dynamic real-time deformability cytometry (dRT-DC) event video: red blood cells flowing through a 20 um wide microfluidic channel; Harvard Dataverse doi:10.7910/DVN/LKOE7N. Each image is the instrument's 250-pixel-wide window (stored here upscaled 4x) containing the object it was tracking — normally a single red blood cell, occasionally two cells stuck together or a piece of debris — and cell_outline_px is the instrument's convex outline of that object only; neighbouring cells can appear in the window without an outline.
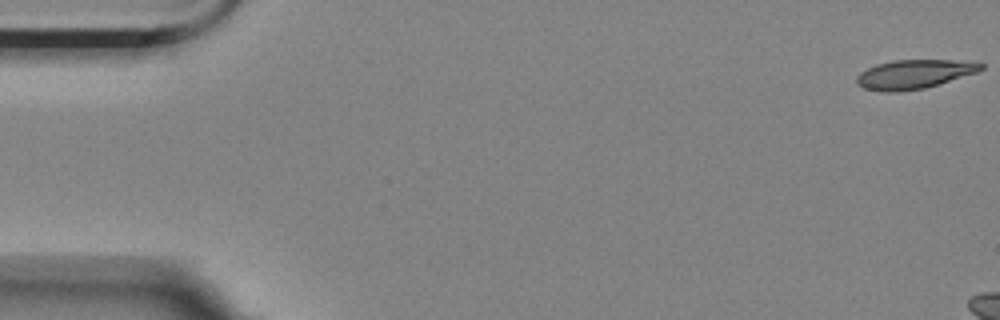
{"species": "Egyptian fruit bat (a non-hibernating species)", "species_latin": "Rousettus aegyptiacus", "temperature_condition": "room temperature", "stored_images_in_passage": 6, "camera_frame_rate_fps": 3000, "um_per_image_px": 0.085, "animal": {"sex": "female"}, "frame": {"image": 1, "passage_image": 1, "time_ms": 0.0, "image_size_px": [1000, 320], "cell_outline_px": [[984, 68], [976, 72], [924, 88], [900, 92], [884, 92], [864, 88], [856, 84], [856, 76], [860, 72], [876, 64], [892, 60], [952, 60], [984, 64]], "centroid_in_image_um": [77.62, 6.31], "position_along_channel_um": 7.4, "area_um2": 20.81}}
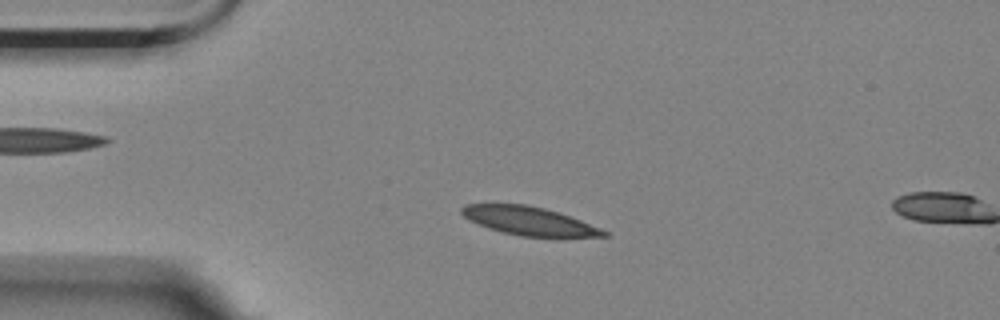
{"frame": {"image": 2, "passage_image": 5, "time_ms": 1.333, "image_size_px": [1000, 320], "cell_outline_px": [[608, 236], [560, 240], [556, 240], [520, 236], [488, 228], [468, 220], [460, 212], [460, 208], [464, 204], [524, 204], [544, 208], [580, 220], [600, 228], [608, 232]], "centroid_in_image_um": [45.05, 18.84], "position_along_channel_um": 40.0, "area_um2": 24.39}}